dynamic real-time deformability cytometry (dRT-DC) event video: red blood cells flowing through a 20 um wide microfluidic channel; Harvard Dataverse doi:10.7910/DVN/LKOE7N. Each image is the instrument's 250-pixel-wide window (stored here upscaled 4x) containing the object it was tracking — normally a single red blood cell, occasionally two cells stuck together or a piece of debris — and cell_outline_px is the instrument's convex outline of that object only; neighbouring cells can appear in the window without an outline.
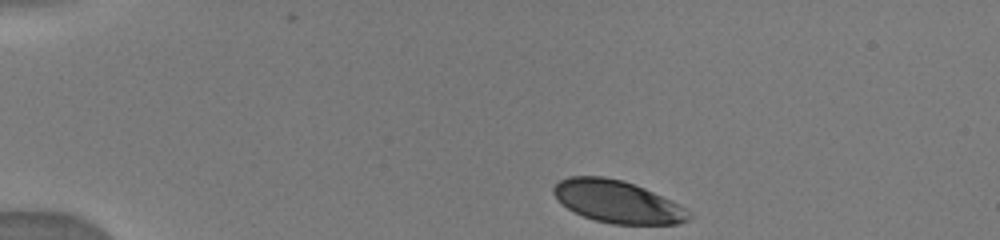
{"species": "human", "species_latin": "Homo sapiens", "temperature_condition": "warm", "stored_images_in_passage": 11, "camera_frame_rate_fps": 3000, "um_per_image_px": 0.085, "donor": {"sex": "male"}, "frame": {"image": 1, "passage_image": 1, "time_ms": 0.0, "image_size_px": [1000, 240], "cell_outline_px": [[692, 216], [688, 220], [676, 224], [612, 224], [596, 220], [584, 216], [568, 208], [552, 192], [552, 188], [560, 180], [568, 176], [604, 176], [624, 180], [644, 188], [680, 204], [692, 212]], "centroid_in_image_um": [52.52, 17.13], "position_along_channel_um": 32.5, "area_um2": 33.29}}
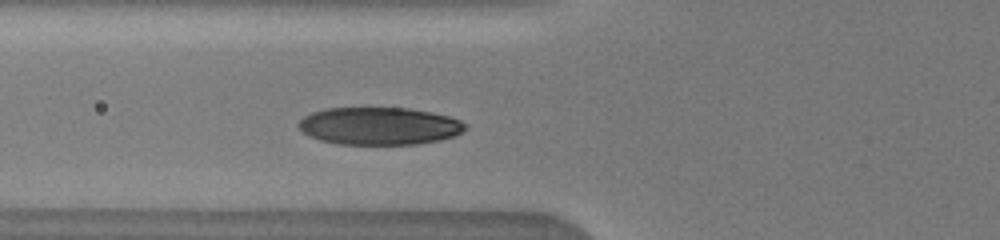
{"frame": {"image": 2, "passage_image": 8, "time_ms": 3.333, "image_size_px": [1000, 240], "cell_outline_px": [[468, 128], [464, 132], [456, 136], [440, 140], [416, 144], [336, 144], [320, 140], [308, 136], [296, 124], [304, 116], [312, 112], [324, 108], [408, 108], [432, 112], [448, 116], [460, 120], [468, 124]], "centroid_in_image_um": [32.27, 10.71], "position_along_channel_um": 93.5, "area_um2": 36.82}}
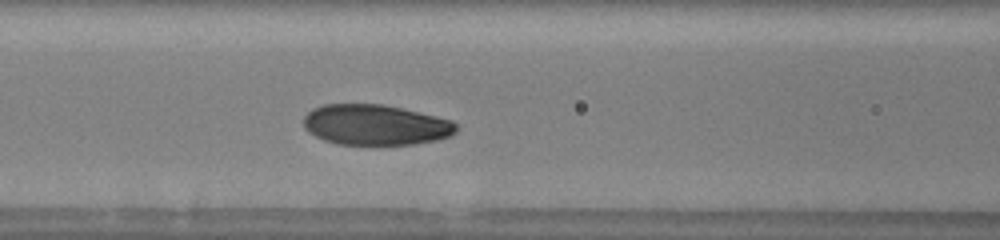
{"frame": {"image": 3, "passage_image": 11, "time_ms": 4.333, "image_size_px": [1000, 240], "cell_outline_px": [[456, 132], [452, 136], [436, 140], [412, 144], [336, 144], [324, 140], [308, 132], [304, 128], [304, 116], [312, 108], [324, 104], [384, 104], [436, 116], [452, 120], [456, 124]], "centroid_in_image_um": [31.9, 10.61], "position_along_channel_um": 134.7, "area_um2": 36.07}}